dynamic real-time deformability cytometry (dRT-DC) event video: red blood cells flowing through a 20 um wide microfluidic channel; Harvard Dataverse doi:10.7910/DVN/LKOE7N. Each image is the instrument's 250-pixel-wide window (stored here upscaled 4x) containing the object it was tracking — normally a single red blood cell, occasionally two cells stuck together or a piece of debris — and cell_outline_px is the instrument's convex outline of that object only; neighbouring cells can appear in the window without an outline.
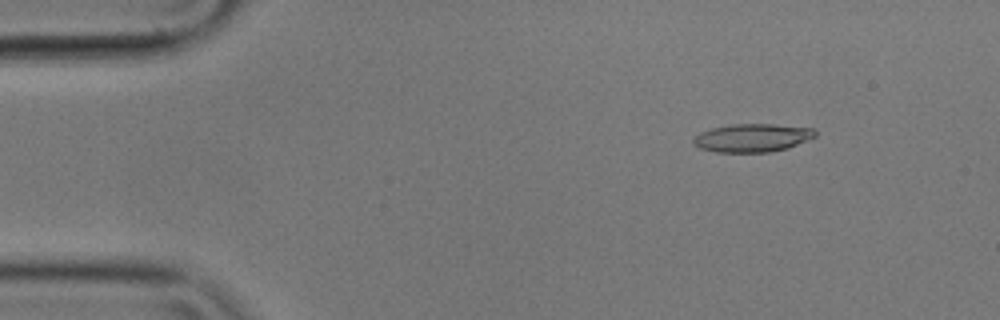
{"species": "common noctule bat (a hibernating species)", "species_latin": "Nyctalus noctula", "temperature_condition": "cold", "stored_images_in_passage": 56, "camera_frame_rate_fps": 3000, "um_per_image_px": 0.085, "animal": {"sex": "male", "body_mass_g": 17.9}, "frame": {"image": 1, "passage_image": 7, "time_ms": 2.0, "image_size_px": [1000, 320], "cell_outline_px": [[816, 136], [788, 148], [772, 152], [716, 152], [700, 148], [692, 140], [700, 132], [712, 128], [732, 124], [772, 124], [812, 128], [816, 132]], "centroid_in_image_um": [63.96, 11.72], "position_along_channel_um": 21.0, "area_um2": 19.88}}
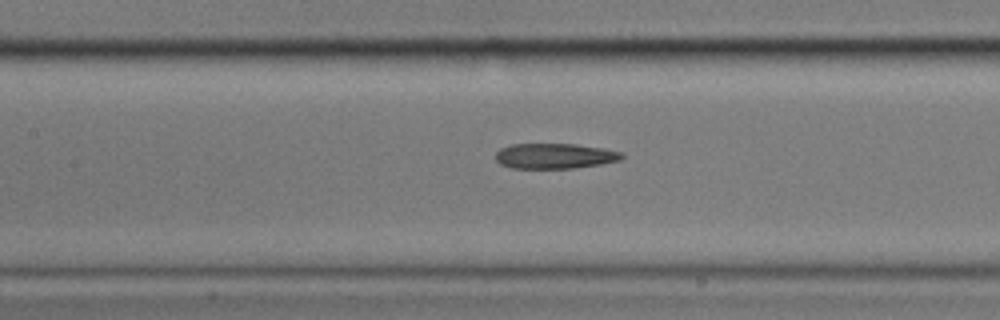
{"frame": {"image": 2, "passage_image": 25, "time_ms": 8.0, "image_size_px": [1000, 320], "cell_outline_px": [[624, 156], [620, 160], [600, 164], [572, 168], [512, 168], [500, 164], [496, 160], [496, 152], [500, 148], [512, 144], [576, 144], [604, 148], [624, 152]], "centroid_in_image_um": [47.17, 13.25], "position_along_channel_um": 160.2, "area_um2": 18.67}}
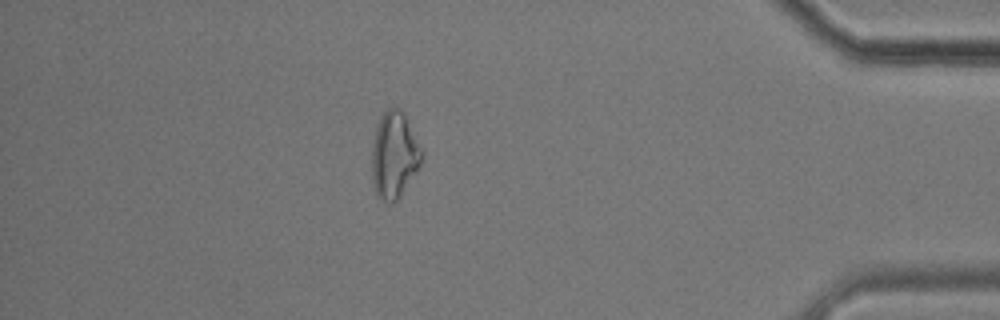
{"frame": {"image": 3, "passage_image": 49, "time_ms": 16.0, "image_size_px": [1000, 320], "cell_outline_px": [[424, 156], [420, 164], [396, 200], [392, 204], [380, 200], [376, 196], [372, 180], [372, 144], [376, 128], [380, 116], [388, 108], [400, 108], [404, 112], [424, 152]], "centroid_in_image_um": [33.5, 13.16], "position_along_channel_um": 401.7, "area_um2": 25.14}, "authors_computed_cell_mechanics": {"area_um2": 19.7098, "velocity_mm_per_s": 3.5568, "shape_relaxation_time_tau1_ms": null, "shape_relaxation_time_tau2_ms": 4.8396, "deformation_change_tau1": null, "deformation_change_tau2": 0.165}}